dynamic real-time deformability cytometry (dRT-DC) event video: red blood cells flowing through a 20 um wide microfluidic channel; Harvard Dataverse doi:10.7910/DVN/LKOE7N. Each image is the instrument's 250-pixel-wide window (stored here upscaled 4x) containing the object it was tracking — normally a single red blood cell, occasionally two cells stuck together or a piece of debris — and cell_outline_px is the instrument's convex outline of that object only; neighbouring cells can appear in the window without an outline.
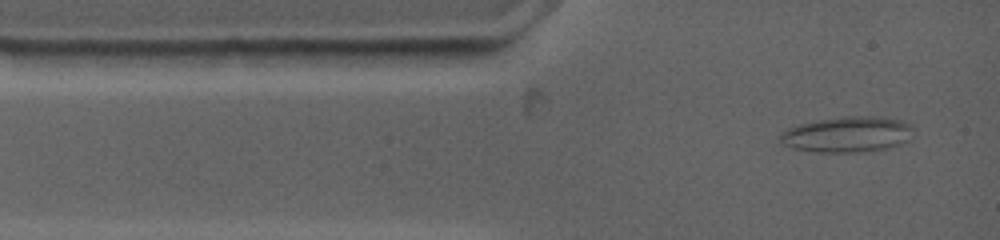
{"species": "common noctule bat (a hibernating species)", "species_latin": "Nyctalus noctula", "temperature_condition": "warm", "stored_images_in_passage": 31, "camera_frame_rate_fps": 4500, "um_per_image_px": 0.085, "animal": {"sex": "female", "body_mass_g": 19.0, "forearm_length_mm": 53.3}, "frame": {"image": 1, "passage_image": 2, "time_ms": 0.444, "image_size_px": [1000, 240], "cell_outline_px": [[912, 128], [896, 144], [880, 148], [848, 152], [828, 152], [796, 148], [784, 144], [780, 140], [780, 132], [788, 128], [800, 124], [820, 120], [848, 116], [872, 116], [900, 120], [908, 124]], "centroid_in_image_um": [71.89, 11.39], "position_along_channel_um": 13.1, "area_um2": 26.07}}
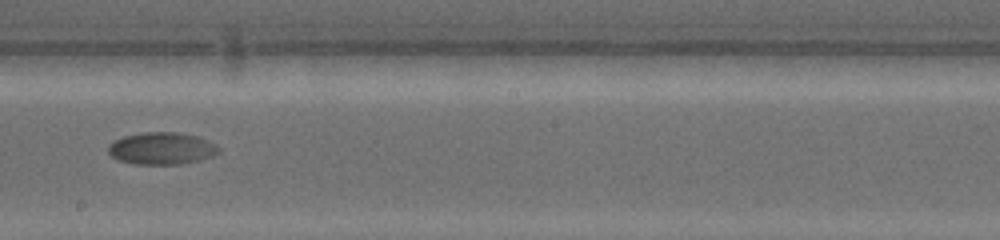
{"frame": {"image": 2, "passage_image": 14, "time_ms": 7.556, "image_size_px": [1000, 240], "cell_outline_px": [[220, 148], [216, 152], [208, 156], [196, 160], [180, 164], [136, 164], [120, 160], [112, 156], [108, 152], [108, 144], [112, 140], [124, 136], [144, 132], [172, 132], [196, 136], [208, 140], [216, 144]], "centroid_in_image_um": [13.68, 12.6], "position_along_channel_um": 234.5, "area_um2": 20.35}}
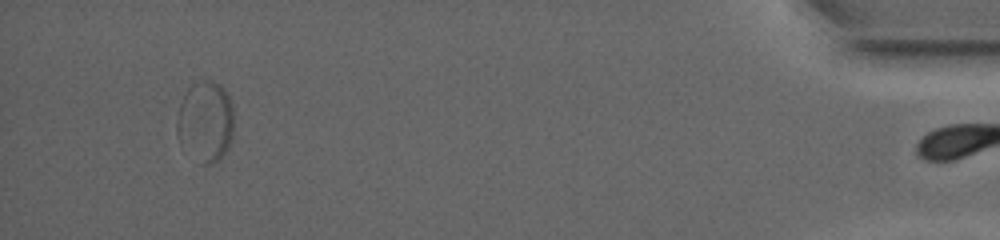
{"frame": {"image": 3, "passage_image": 30, "time_ms": 16.0, "image_size_px": [1000, 240], "cell_outline_px": [[232, 128], [228, 144], [220, 160], [208, 164], [200, 164], [176, 128], [176, 124], [180, 104], [188, 88], [196, 80], [212, 80], [220, 84], [224, 88], [228, 96], [232, 108]], "centroid_in_image_um": [17.48, 10.24], "position_along_channel_um": 417.7, "area_um2": 25.78}, "authors_computed_cell_mechanics": {"area_um2": 20.808, "velocity_mm_per_s": 3.4921, "shape_relaxation_time_tau1_ms": 4.1149, "shape_relaxation_time_tau2_ms": null, "deformation_change_tau1": 0.0934, "deformation_change_tau2": null}}